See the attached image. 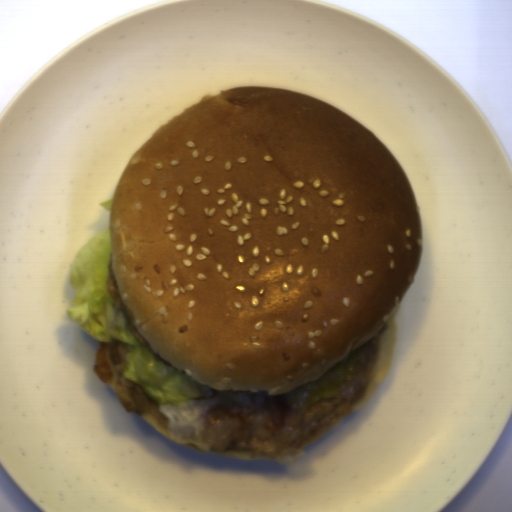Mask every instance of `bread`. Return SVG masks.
<instances>
[{
    "instance_id": "1",
    "label": "bread",
    "mask_w": 512,
    "mask_h": 512,
    "mask_svg": "<svg viewBox=\"0 0 512 512\" xmlns=\"http://www.w3.org/2000/svg\"><path fill=\"white\" fill-rule=\"evenodd\" d=\"M131 322L212 391L282 395L377 334L388 375L423 224L398 159L359 120L275 87L182 109L132 155L109 208Z\"/></svg>"
},
{
    "instance_id": "2",
    "label": "bread",
    "mask_w": 512,
    "mask_h": 512,
    "mask_svg": "<svg viewBox=\"0 0 512 512\" xmlns=\"http://www.w3.org/2000/svg\"><path fill=\"white\" fill-rule=\"evenodd\" d=\"M142 420L145 421L147 424H149L151 427H153L155 430L160 432L161 434L167 436L168 438L172 439L173 441L179 443L182 446L215 453L243 461H254L253 453L249 452L248 450H224V451H217L215 449H212L210 447H207L200 435L197 437H189L185 439H179L175 436H173L171 430L165 429L163 426H161L158 422H156L149 414L148 415H141Z\"/></svg>"
}]
</instances>
